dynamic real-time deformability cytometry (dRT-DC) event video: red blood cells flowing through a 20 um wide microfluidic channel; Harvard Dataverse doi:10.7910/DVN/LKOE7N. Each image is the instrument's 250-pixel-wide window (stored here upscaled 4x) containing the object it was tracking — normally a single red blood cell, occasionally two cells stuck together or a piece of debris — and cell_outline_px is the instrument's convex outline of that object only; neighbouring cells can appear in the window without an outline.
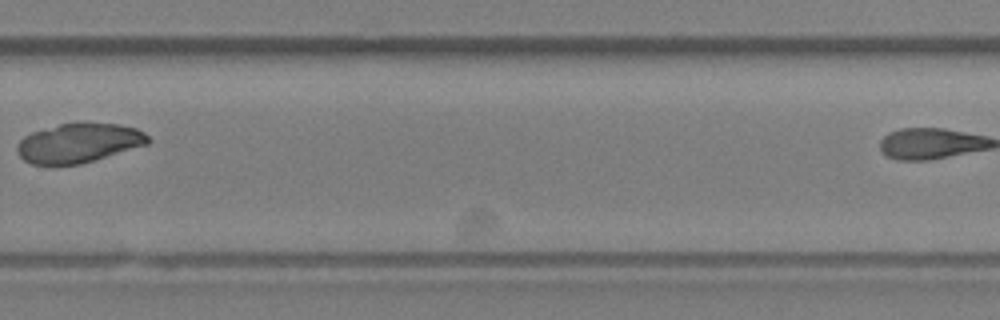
{"species": "Egyptian fruit bat (a non-hibernating species)", "species_latin": "Rousettus aegyptiacus", "temperature_condition": "room temperature", "stored_images_in_passage": 9, "camera_frame_rate_fps": 3000, "um_per_image_px": 0.085, "animal": {"sex": "female"}, "frame": {"image": 1, "passage_image": 7, "time_ms": 7.0, "image_size_px": [1000, 320], "cell_outline_px": [[152, 140], [148, 144], [80, 164], [32, 164], [24, 160], [16, 152], [16, 144], [24, 136], [32, 132], [60, 124], [76, 120], [88, 120], [120, 124], [136, 128], [144, 132]], "centroid_in_image_um": [6.71, 12.1], "position_along_channel_um": 323.1, "area_um2": 30.63}}